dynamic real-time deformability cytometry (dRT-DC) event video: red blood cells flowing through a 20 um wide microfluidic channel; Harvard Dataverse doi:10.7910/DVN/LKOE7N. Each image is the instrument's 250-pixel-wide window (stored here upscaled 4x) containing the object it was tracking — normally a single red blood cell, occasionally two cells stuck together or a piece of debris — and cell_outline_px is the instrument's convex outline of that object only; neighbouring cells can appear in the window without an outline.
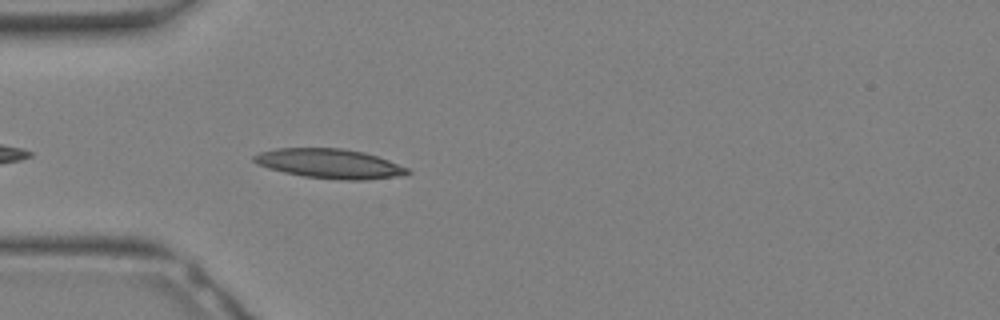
{"species": "Egyptian fruit bat (a non-hibernating species)", "species_latin": "Rousettus aegyptiacus", "temperature_condition": "warm", "stored_images_in_passage": 8, "camera_frame_rate_fps": 3000, "um_per_image_px": 0.085, "animal": {"sex": "female"}, "frame": {"image": 1, "passage_image": 2, "time_ms": 0.333, "image_size_px": [1000, 320], "cell_outline_px": [[412, 172], [404, 176], [368, 180], [344, 180], [304, 176], [284, 172], [268, 168], [256, 164], [252, 160], [252, 156], [260, 152], [276, 148], [340, 148], [364, 152], [388, 160], [408, 168]], "centroid_in_image_um": [28.03, 13.91], "position_along_channel_um": 57.0, "area_um2": 26.53}}
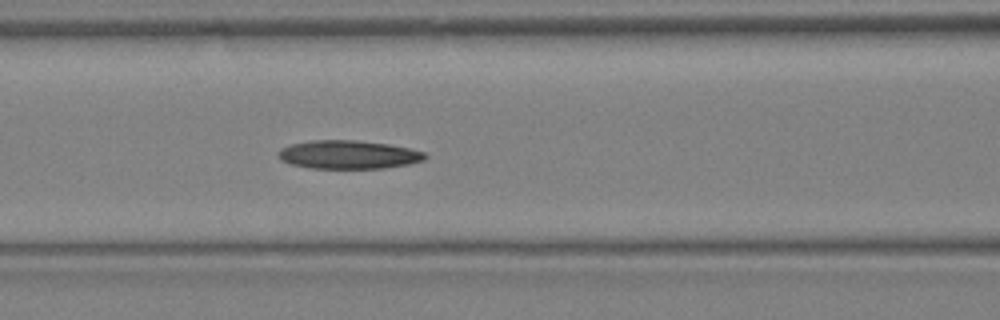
{"frame": {"image": 2, "passage_image": 6, "time_ms": 1.667, "image_size_px": [1000, 320], "cell_outline_px": [[428, 156], [424, 160], [408, 164], [384, 168], [312, 168], [292, 164], [280, 160], [280, 148], [292, 144], [312, 140], [356, 140], [388, 144], [408, 148], [424, 152]], "centroid_in_image_um": [29.64, 13.14], "position_along_channel_um": 137.0, "area_um2": 24.1}}
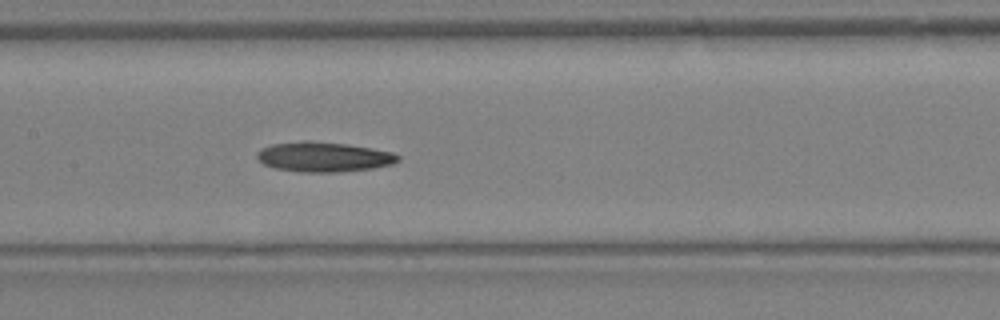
{"frame": {"image": 3, "passage_image": 8, "time_ms": 2.333, "image_size_px": [1000, 320], "cell_outline_px": [[400, 160], [392, 164], [372, 168], [336, 172], [304, 172], [276, 168], [264, 164], [256, 156], [256, 152], [260, 148], [272, 144], [304, 140], [312, 140], [348, 144], [372, 148], [392, 152], [400, 156]], "centroid_in_image_um": [27.51, 13.32], "position_along_channel_um": 179.9, "area_um2": 24.62}}